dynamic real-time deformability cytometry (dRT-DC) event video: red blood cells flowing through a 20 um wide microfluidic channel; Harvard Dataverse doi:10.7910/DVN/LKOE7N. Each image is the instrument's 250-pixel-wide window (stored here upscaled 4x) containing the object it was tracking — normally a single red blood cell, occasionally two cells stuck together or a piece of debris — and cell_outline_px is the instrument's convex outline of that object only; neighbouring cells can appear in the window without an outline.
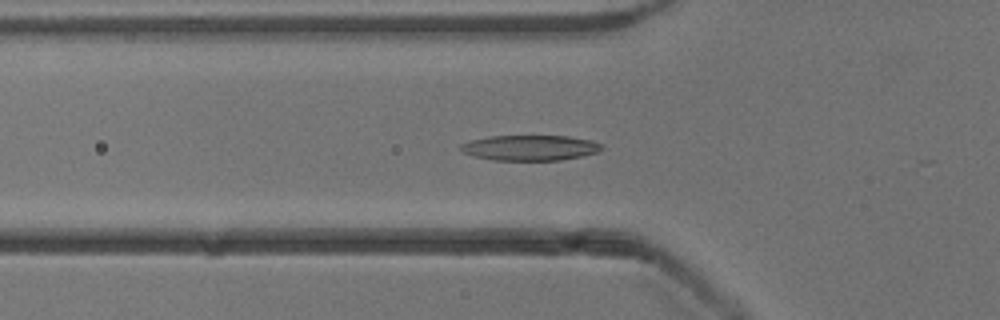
{"species": "common noctule bat (a hibernating species)", "species_latin": "Nyctalus noctula", "temperature_condition": "cold", "stored_images_in_passage": 19, "camera_frame_rate_fps": 3000, "um_per_image_px": 0.085, "animal": {"sex": "male", "body_mass_g": 13.3}, "frame": {"image": 1, "passage_image": 14, "time_ms": 4.333, "image_size_px": [1000, 320], "cell_outline_px": [[604, 148], [596, 152], [580, 156], [560, 160], [492, 160], [476, 156], [464, 152], [460, 148], [460, 144], [468, 140], [488, 136], [568, 136], [592, 140], [604, 144]], "centroid_in_image_um": [45.06, 12.55], "position_along_channel_um": 80.7, "area_um2": 20.87}}